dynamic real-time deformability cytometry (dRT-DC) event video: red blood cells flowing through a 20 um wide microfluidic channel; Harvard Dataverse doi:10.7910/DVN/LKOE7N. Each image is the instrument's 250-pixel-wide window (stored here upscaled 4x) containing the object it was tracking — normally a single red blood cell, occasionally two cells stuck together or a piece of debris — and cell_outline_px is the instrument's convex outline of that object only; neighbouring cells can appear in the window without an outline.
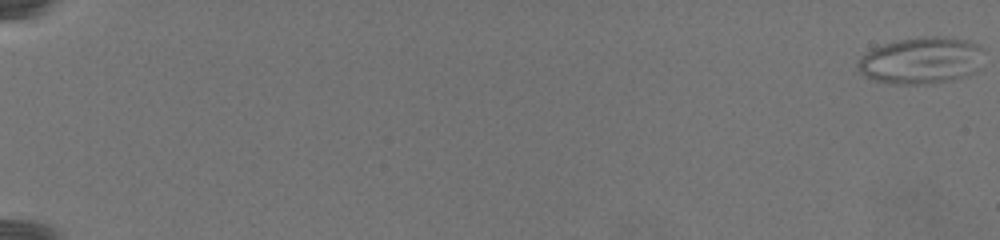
{"species": "common noctule bat (a hibernating species)", "species_latin": "Nyctalus noctula", "temperature_condition": "warm", "stored_images_in_passage": 54, "camera_frame_rate_fps": 3000, "um_per_image_px": 0.085, "animal": {"sex": "female", "body_mass_g": 19.5, "forearm_length_mm": 54.1}, "frame": {"image": 1, "passage_image": 1, "time_ms": 0.0, "image_size_px": [1000, 240], "cell_outline_px": [[984, 48], [976, 72], [968, 76], [952, 80], [932, 84], [896, 84], [876, 80], [864, 76], [856, 68], [856, 64], [860, 56], [872, 48], [896, 40], [924, 36], [952, 36], [972, 40]], "centroid_in_image_um": [78.33, 5.12], "position_along_channel_um": 6.7, "area_um2": 35.08}}
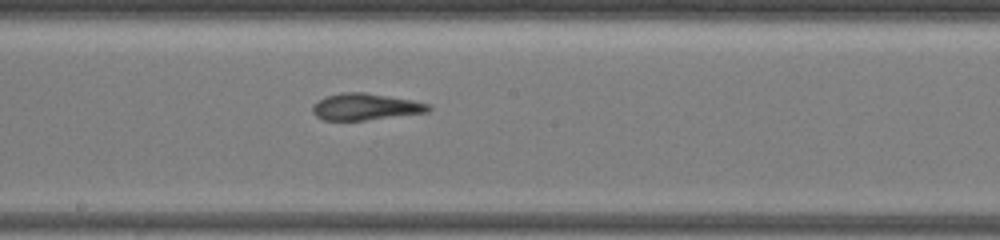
{"frame": {"image": 2, "passage_image": 33, "time_ms": 15.667, "image_size_px": [1000, 240], "cell_outline_px": [[432, 108], [428, 112], [364, 120], [320, 120], [312, 112], [312, 104], [324, 96], [340, 92], [364, 92], [412, 100], [428, 104]], "centroid_in_image_um": [31.0, 9.07], "position_along_channel_um": 217.2, "area_um2": 18.03}}
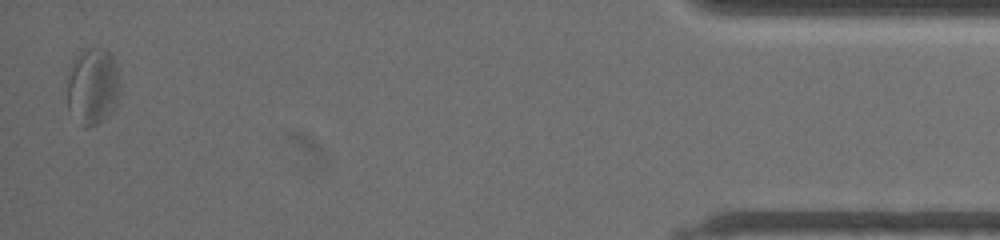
{"frame": {"image": 3, "passage_image": 54, "time_ms": 25.667, "image_size_px": [1000, 240], "cell_outline_px": [[120, 92], [116, 104], [112, 112], [104, 120], [88, 128], [84, 128], [68, 108], [68, 76], [72, 60], [80, 48], [104, 48], [112, 56], [116, 64], [120, 76]], "centroid_in_image_um": [7.9, 7.3], "position_along_channel_um": 427.3, "area_um2": 24.16}}